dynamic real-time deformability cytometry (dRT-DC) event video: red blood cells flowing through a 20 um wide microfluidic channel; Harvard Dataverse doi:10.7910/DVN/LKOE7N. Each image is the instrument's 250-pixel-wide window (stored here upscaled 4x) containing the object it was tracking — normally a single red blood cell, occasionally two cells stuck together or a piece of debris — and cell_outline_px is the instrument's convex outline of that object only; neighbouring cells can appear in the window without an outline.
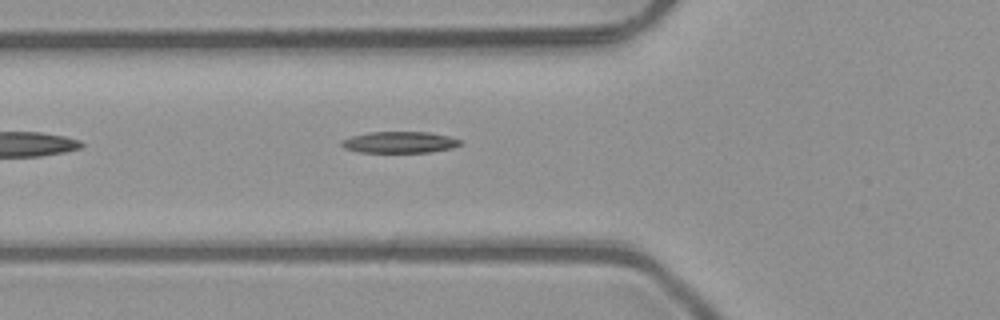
{"species": "common noctule bat (a hibernating species)", "species_latin": "Nyctalus noctula", "temperature_condition": "room temperature", "stored_images_in_passage": 4, "camera_frame_rate_fps": 3000, "um_per_image_px": 0.085, "animal": {"sex": "male", "body_mass_g": 23.1, "forearm_length_mm": 52.7}, "frame": {"image": 1, "passage_image": 4, "time_ms": 1.0, "image_size_px": [1000, 320], "cell_outline_px": [[464, 144], [452, 148], [428, 152], [360, 152], [344, 148], [340, 144], [340, 140], [352, 136], [368, 132], [428, 132], [448, 136], [460, 140]], "centroid_in_image_um": [33.95, 12.09], "position_along_channel_um": 91.8, "area_um2": 14.8}}